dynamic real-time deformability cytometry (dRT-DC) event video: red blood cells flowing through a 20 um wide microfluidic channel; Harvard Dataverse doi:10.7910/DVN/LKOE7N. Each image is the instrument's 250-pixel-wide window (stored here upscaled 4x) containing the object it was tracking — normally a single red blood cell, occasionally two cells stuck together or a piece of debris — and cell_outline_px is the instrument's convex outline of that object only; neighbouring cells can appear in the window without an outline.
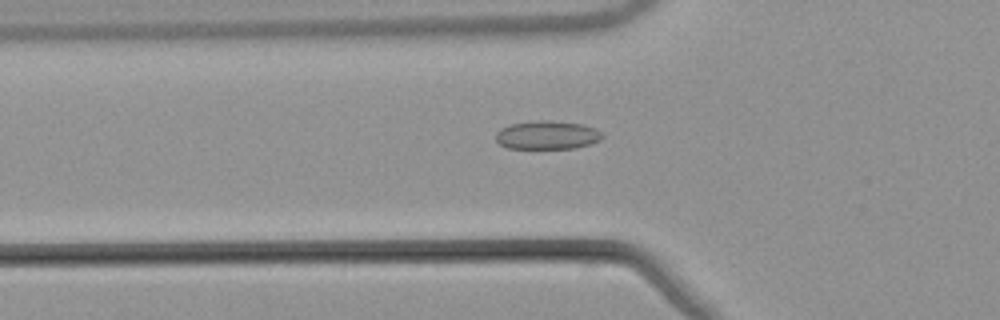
{"species": "common noctule bat (a hibernating species)", "species_latin": "Nyctalus noctula", "temperature_condition": "warm", "stored_images_in_passage": 37, "camera_frame_rate_fps": 3000, "um_per_image_px": 0.085, "animal": {"sex": "male", "body_mass_g": 21.5, "forearm_length_mm": 52.0}, "frame": {"image": 1, "passage_image": 2, "time_ms": 0.333, "image_size_px": [1000, 320], "cell_outline_px": [[604, 136], [600, 140], [592, 144], [576, 148], [508, 148], [500, 144], [496, 140], [496, 132], [500, 128], [512, 124], [536, 120], [552, 120], [584, 124], [596, 128]], "centroid_in_image_um": [46.54, 11.47], "position_along_channel_um": 79.3, "area_um2": 17.86}}
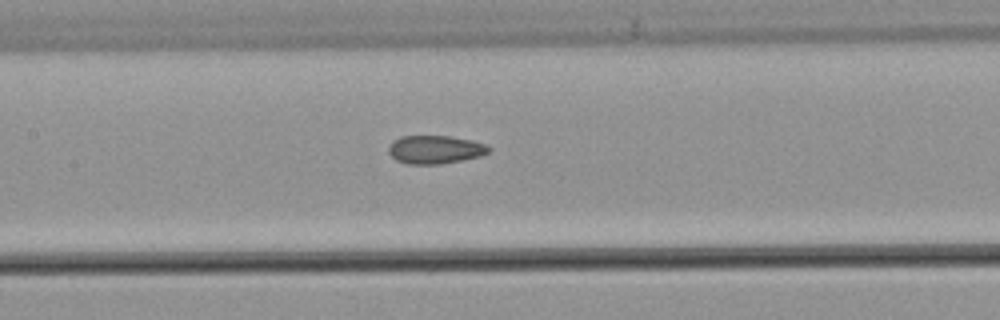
{"frame": {"image": 2, "passage_image": 9, "time_ms": 2.667, "image_size_px": [1000, 320], "cell_outline_px": [[492, 148], [488, 152], [480, 156], [440, 164], [408, 164], [396, 160], [388, 152], [388, 148], [392, 140], [400, 136], [452, 136], [472, 140], [484, 144]], "centroid_in_image_um": [36.96, 12.7], "position_along_channel_um": 170.4, "area_um2": 16.53}}
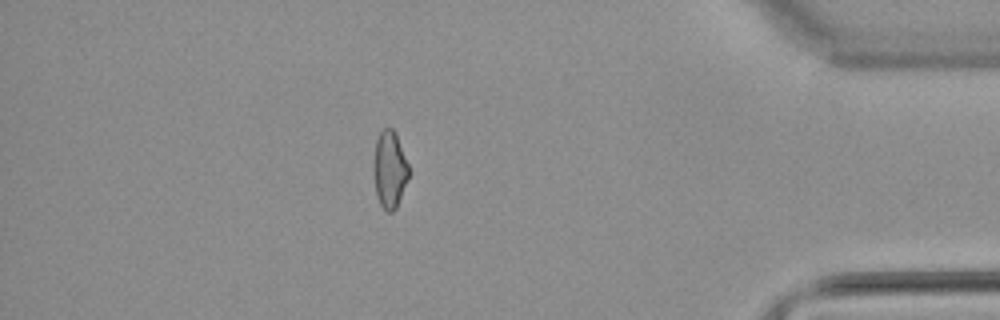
{"frame": {"image": 3, "passage_image": 30, "time_ms": 9.667, "image_size_px": [1000, 320], "cell_outline_px": [[408, 180], [396, 208], [392, 212], [388, 212], [380, 204], [376, 196], [372, 168], [376, 140], [380, 132], [384, 128], [392, 128], [396, 132], [408, 164]], "centroid_in_image_um": [33.1, 14.4], "position_along_channel_um": 402.1, "area_um2": 15.95}, "authors_computed_cell_mechanics": {"area_um2": 16.4152, "velocity_mm_per_s": 3.8786, "shape_relaxation_time_tau1_ms": null, "shape_relaxation_time_tau2_ms": 2.4263, "deformation_change_tau1": null, "deformation_change_tau2": 0.0896}}